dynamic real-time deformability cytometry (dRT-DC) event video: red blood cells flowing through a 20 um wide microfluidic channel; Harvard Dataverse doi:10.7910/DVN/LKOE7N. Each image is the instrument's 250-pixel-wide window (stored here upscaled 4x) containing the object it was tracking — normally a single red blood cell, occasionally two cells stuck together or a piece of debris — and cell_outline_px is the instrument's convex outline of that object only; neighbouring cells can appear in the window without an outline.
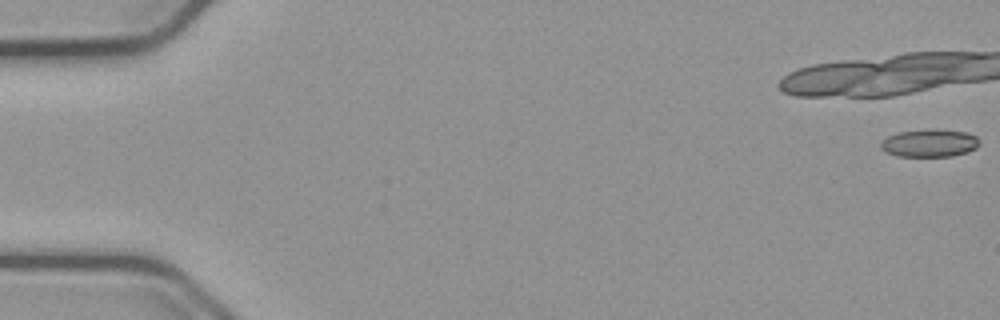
{"species": "common noctule bat (a hibernating species)", "species_latin": "Nyctalus noctula", "temperature_condition": "cold", "stored_images_in_passage": 12, "camera_frame_rate_fps": 3000, "um_per_image_px": 0.085, "animal": {"sex": "male", "body_mass_g": 23.1, "forearm_length_mm": 52.7}, "frame": {"image": 1, "passage_image": 1, "time_ms": 0.0, "image_size_px": [1000, 320], "cell_outline_px": [[980, 144], [976, 148], [968, 152], [952, 156], [896, 156], [880, 148], [880, 140], [888, 136], [900, 132], [928, 128], [932, 128], [968, 132], [976, 136], [980, 140]], "centroid_in_image_um": [79.03, 12.15], "position_along_channel_um": 6.0, "area_um2": 16.24}}